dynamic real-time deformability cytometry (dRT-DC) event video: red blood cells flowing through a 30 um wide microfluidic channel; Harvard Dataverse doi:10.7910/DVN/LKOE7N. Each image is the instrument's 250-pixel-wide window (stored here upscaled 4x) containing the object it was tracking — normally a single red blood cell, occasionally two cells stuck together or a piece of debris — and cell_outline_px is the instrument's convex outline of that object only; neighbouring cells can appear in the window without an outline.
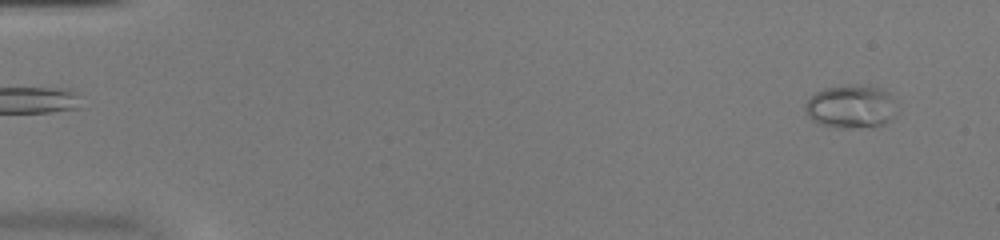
{"species": "common noctule bat (a hibernating species)", "species_latin": "Nyctalus noctula", "temperature_condition": "warm", "stored_images_in_passage": 51, "camera_frame_rate_fps": 3000, "um_per_image_px": 0.085, "animal": {"sex": "female", "body_mass_g": 20.0, "forearm_length_mm": 54.0}, "frame": {"image": 1, "passage_image": 3, "time_ms": 0.667, "image_size_px": [1000, 240], "cell_outline_px": [[896, 112], [884, 124], [872, 128], [836, 128], [820, 124], [812, 120], [804, 112], [804, 104], [808, 96], [824, 88], [852, 84], [880, 88], [888, 92], [896, 100]], "centroid_in_image_um": [72.31, 9.07], "position_along_channel_um": 12.7, "area_um2": 23.7}}
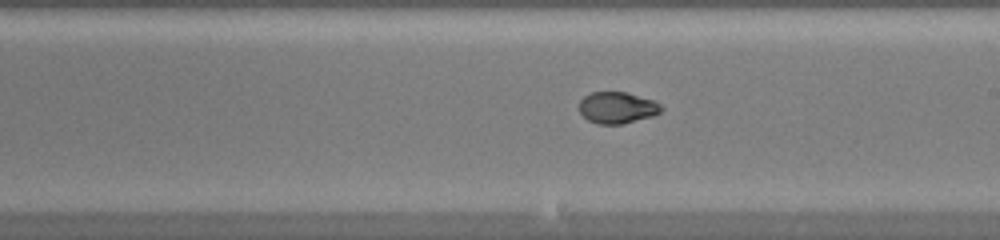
{"frame": {"image": 2, "passage_image": 30, "time_ms": 9.667, "image_size_px": [1000, 240], "cell_outline_px": [[664, 108], [660, 112], [652, 116], [620, 124], [596, 124], [588, 120], [580, 112], [580, 100], [584, 96], [592, 92], [628, 92], [652, 100], [660, 104]], "centroid_in_image_um": [52.46, 9.14], "position_along_channel_um": 236.5, "area_um2": 14.97}}
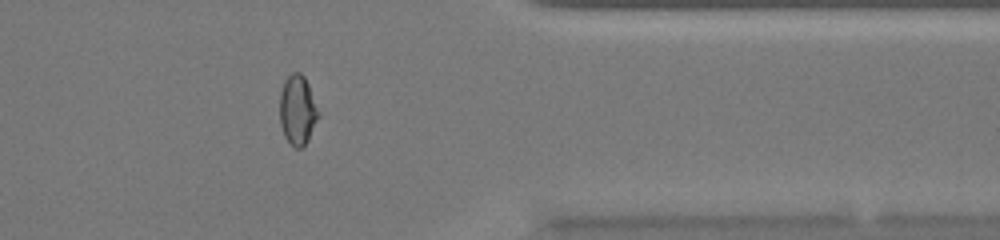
{"frame": {"image": 3, "passage_image": 42, "time_ms": 13.667, "image_size_px": [1000, 240], "cell_outline_px": [[320, 116], [308, 140], [300, 148], [296, 148], [284, 136], [280, 124], [280, 92], [284, 80], [292, 72], [300, 72], [304, 76], [308, 84]], "centroid_in_image_um": [25.28, 9.34], "position_along_channel_um": 386.1, "area_um2": 15.61}, "authors_computed_cell_mechanics": {"area_um2": 16.5308, "velocity_mm_per_s": 4.0347, "shape_relaxation_time_tau1_ms": null, "shape_relaxation_time_tau2_ms": 1.1077, "deformation_change_tau1": null, "deformation_change_tau2": 0.0433}}